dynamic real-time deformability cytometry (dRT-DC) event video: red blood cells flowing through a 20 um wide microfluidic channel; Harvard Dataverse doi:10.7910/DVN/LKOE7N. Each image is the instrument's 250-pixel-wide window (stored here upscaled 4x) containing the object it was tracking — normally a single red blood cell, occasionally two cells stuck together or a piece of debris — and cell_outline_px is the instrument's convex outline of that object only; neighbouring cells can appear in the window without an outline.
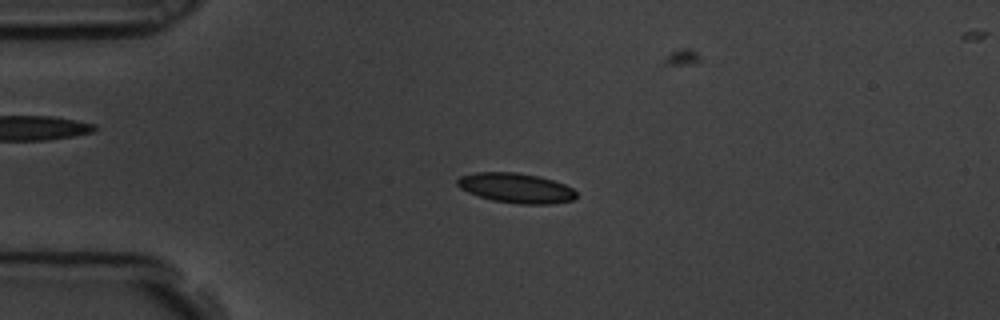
{"species": "common noctule bat (a hibernating species)", "species_latin": "Nyctalus noctula", "temperature_condition": "room temperature", "stored_images_in_passage": 6, "camera_frame_rate_fps": 3000, "um_per_image_px": 0.085, "animal": {"sex": "male", "body_mass_g": 19.5, "forearm_length_mm": 54.6}, "frame": {"image": 1, "passage_image": 4, "time_ms": 1.0, "image_size_px": [1000, 320], "cell_outline_px": [[576, 196], [572, 200], [548, 204], [520, 204], [492, 200], [468, 192], [460, 188], [456, 184], [456, 180], [460, 176], [476, 172], [516, 172], [540, 176], [564, 184], [572, 188], [576, 192]], "centroid_in_image_um": [43.84, 15.97], "position_along_channel_um": 41.2, "area_um2": 20.63}}